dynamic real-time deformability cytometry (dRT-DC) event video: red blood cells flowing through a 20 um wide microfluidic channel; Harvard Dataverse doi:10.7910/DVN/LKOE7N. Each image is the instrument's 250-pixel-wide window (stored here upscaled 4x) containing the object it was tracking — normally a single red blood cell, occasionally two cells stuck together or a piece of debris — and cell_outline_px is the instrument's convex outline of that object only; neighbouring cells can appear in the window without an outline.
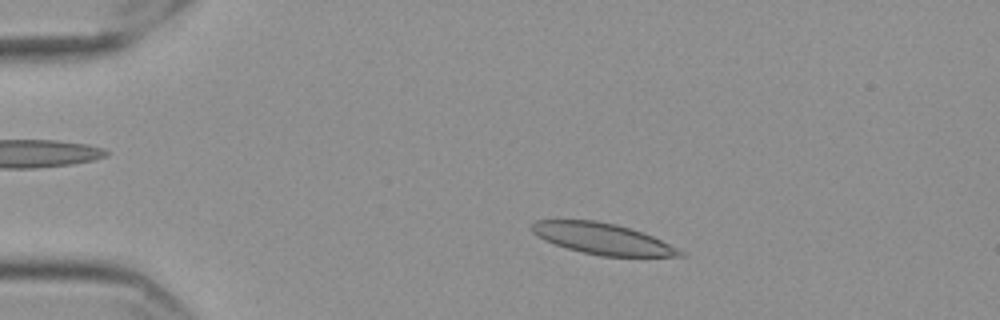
{"species": "Egyptian fruit bat (a non-hibernating species)", "species_latin": "Rousettus aegyptiacus", "temperature_condition": "cold", "stored_images_in_passage": 55, "camera_frame_rate_fps": 3000, "um_per_image_px": 0.085, "frame": {"image": 1, "passage_image": 9, "time_ms": 2.667, "image_size_px": [1000, 320], "cell_outline_px": [[688, 256], [600, 256], [568, 248], [544, 240], [536, 236], [528, 228], [536, 220], [596, 220], [616, 224], [652, 236], [684, 252]], "centroid_in_image_um": [51.15, 20.28], "position_along_channel_um": 33.8, "area_um2": 26.53}}
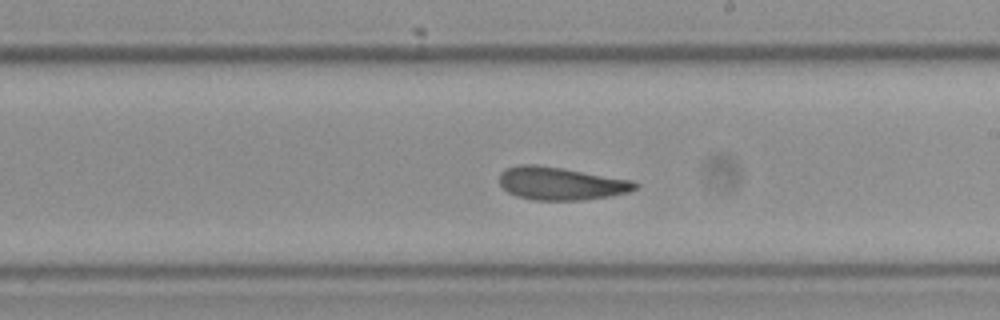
{"frame": {"image": 2, "passage_image": 31, "time_ms": 10.0, "image_size_px": [1000, 320], "cell_outline_px": [[640, 184], [636, 188], [628, 192], [608, 196], [584, 200], [532, 200], [516, 196], [508, 192], [500, 184], [500, 172], [504, 168], [520, 164], [536, 164], [632, 180]], "centroid_in_image_um": [47.64, 15.6], "position_along_channel_um": 241.4, "area_um2": 25.95}}
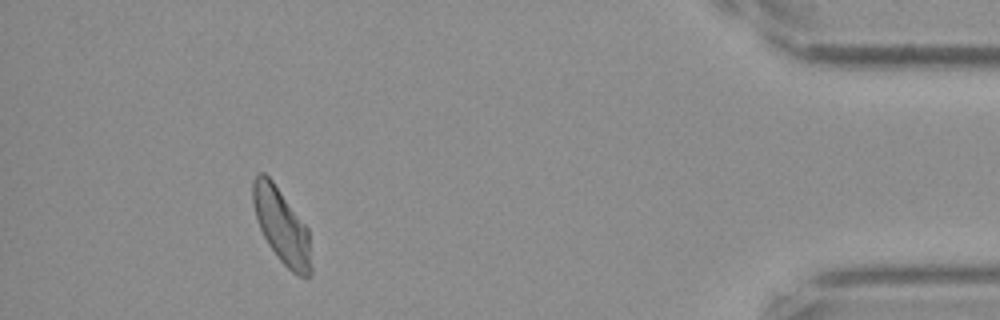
{"frame": {"image": 3, "passage_image": 50, "time_ms": 16.333, "image_size_px": [1000, 320], "cell_outline_px": [[312, 272], [308, 280], [292, 272], [280, 260], [268, 244], [260, 228], [252, 204], [252, 180], [260, 172], [264, 172], [272, 180], [308, 228], [312, 268]], "centroid_in_image_um": [23.95, 19.23], "position_along_channel_um": 411.3, "area_um2": 25.37}, "authors_computed_cell_mechanics": {"area_um2": 26.4724, "velocity_mm_per_s": 3.5333, "shape_relaxation_time_tau1_ms": 6.2188, "shape_relaxation_time_tau2_ms": 3.2204, "deformation_change_tau1": 0.1439, "deformation_change_tau2": 0.1308}}